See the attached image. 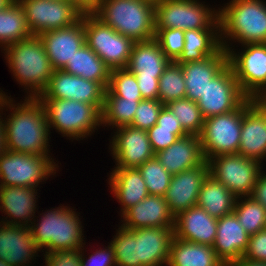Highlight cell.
<instances>
[{"label":"cell","instance_id":"obj_1","mask_svg":"<svg viewBox=\"0 0 266 266\" xmlns=\"http://www.w3.org/2000/svg\"><path fill=\"white\" fill-rule=\"evenodd\" d=\"M6 97L2 108L10 111L3 117L5 149L31 155H50L51 131L44 105L38 97L23 101ZM49 137V138H48Z\"/></svg>","mask_w":266,"mask_h":266},{"label":"cell","instance_id":"obj_2","mask_svg":"<svg viewBox=\"0 0 266 266\" xmlns=\"http://www.w3.org/2000/svg\"><path fill=\"white\" fill-rule=\"evenodd\" d=\"M218 9L220 40L226 51L235 48V42L266 43L265 0H231Z\"/></svg>","mask_w":266,"mask_h":266},{"label":"cell","instance_id":"obj_3","mask_svg":"<svg viewBox=\"0 0 266 266\" xmlns=\"http://www.w3.org/2000/svg\"><path fill=\"white\" fill-rule=\"evenodd\" d=\"M2 53L11 74L24 86L27 97H38L54 72L40 37L32 35L6 46Z\"/></svg>","mask_w":266,"mask_h":266},{"label":"cell","instance_id":"obj_4","mask_svg":"<svg viewBox=\"0 0 266 266\" xmlns=\"http://www.w3.org/2000/svg\"><path fill=\"white\" fill-rule=\"evenodd\" d=\"M59 206L41 213V218L35 217L29 226L40 252L76 250L86 245L84 226L80 215L74 211L77 209L68 205Z\"/></svg>","mask_w":266,"mask_h":266},{"label":"cell","instance_id":"obj_5","mask_svg":"<svg viewBox=\"0 0 266 266\" xmlns=\"http://www.w3.org/2000/svg\"><path fill=\"white\" fill-rule=\"evenodd\" d=\"M135 42L155 39V5L145 0H100L92 12Z\"/></svg>","mask_w":266,"mask_h":266},{"label":"cell","instance_id":"obj_6","mask_svg":"<svg viewBox=\"0 0 266 266\" xmlns=\"http://www.w3.org/2000/svg\"><path fill=\"white\" fill-rule=\"evenodd\" d=\"M44 105L49 128L67 139L83 140L101 125V112L92 104L66 99H39Z\"/></svg>","mask_w":266,"mask_h":266},{"label":"cell","instance_id":"obj_7","mask_svg":"<svg viewBox=\"0 0 266 266\" xmlns=\"http://www.w3.org/2000/svg\"><path fill=\"white\" fill-rule=\"evenodd\" d=\"M51 156L5 150L0 155V185L38 188L59 168Z\"/></svg>","mask_w":266,"mask_h":266},{"label":"cell","instance_id":"obj_8","mask_svg":"<svg viewBox=\"0 0 266 266\" xmlns=\"http://www.w3.org/2000/svg\"><path fill=\"white\" fill-rule=\"evenodd\" d=\"M203 3V4H202ZM199 0H163L155 5V28H220L219 9Z\"/></svg>","mask_w":266,"mask_h":266},{"label":"cell","instance_id":"obj_9","mask_svg":"<svg viewBox=\"0 0 266 266\" xmlns=\"http://www.w3.org/2000/svg\"><path fill=\"white\" fill-rule=\"evenodd\" d=\"M85 43L111 69L127 68L135 41L105 25L93 13H84Z\"/></svg>","mask_w":266,"mask_h":266},{"label":"cell","instance_id":"obj_10","mask_svg":"<svg viewBox=\"0 0 266 266\" xmlns=\"http://www.w3.org/2000/svg\"><path fill=\"white\" fill-rule=\"evenodd\" d=\"M242 104L231 112L204 119L199 135L205 161L238 153L241 136Z\"/></svg>","mask_w":266,"mask_h":266},{"label":"cell","instance_id":"obj_11","mask_svg":"<svg viewBox=\"0 0 266 266\" xmlns=\"http://www.w3.org/2000/svg\"><path fill=\"white\" fill-rule=\"evenodd\" d=\"M210 174L236 197L250 196L264 165L239 153L208 160Z\"/></svg>","mask_w":266,"mask_h":266},{"label":"cell","instance_id":"obj_12","mask_svg":"<svg viewBox=\"0 0 266 266\" xmlns=\"http://www.w3.org/2000/svg\"><path fill=\"white\" fill-rule=\"evenodd\" d=\"M24 10L32 35L67 28L78 22L82 14L69 0H17Z\"/></svg>","mask_w":266,"mask_h":266},{"label":"cell","instance_id":"obj_13","mask_svg":"<svg viewBox=\"0 0 266 266\" xmlns=\"http://www.w3.org/2000/svg\"><path fill=\"white\" fill-rule=\"evenodd\" d=\"M242 46L241 51L234 48L227 50L228 64L242 93L247 98L254 99L266 88V43Z\"/></svg>","mask_w":266,"mask_h":266},{"label":"cell","instance_id":"obj_14","mask_svg":"<svg viewBox=\"0 0 266 266\" xmlns=\"http://www.w3.org/2000/svg\"><path fill=\"white\" fill-rule=\"evenodd\" d=\"M246 99L228 64L208 83L197 104L206 119L236 110Z\"/></svg>","mask_w":266,"mask_h":266},{"label":"cell","instance_id":"obj_15","mask_svg":"<svg viewBox=\"0 0 266 266\" xmlns=\"http://www.w3.org/2000/svg\"><path fill=\"white\" fill-rule=\"evenodd\" d=\"M105 88L99 83L54 70L39 99H66L94 105L100 112L104 104Z\"/></svg>","mask_w":266,"mask_h":266},{"label":"cell","instance_id":"obj_16","mask_svg":"<svg viewBox=\"0 0 266 266\" xmlns=\"http://www.w3.org/2000/svg\"><path fill=\"white\" fill-rule=\"evenodd\" d=\"M109 149L115 159L114 168H138L155 157L147 131L126 125L115 128Z\"/></svg>","mask_w":266,"mask_h":266},{"label":"cell","instance_id":"obj_17","mask_svg":"<svg viewBox=\"0 0 266 266\" xmlns=\"http://www.w3.org/2000/svg\"><path fill=\"white\" fill-rule=\"evenodd\" d=\"M238 153L261 164L266 161V110L249 98L242 103Z\"/></svg>","mask_w":266,"mask_h":266},{"label":"cell","instance_id":"obj_18","mask_svg":"<svg viewBox=\"0 0 266 266\" xmlns=\"http://www.w3.org/2000/svg\"><path fill=\"white\" fill-rule=\"evenodd\" d=\"M210 174L208 161L195 168L174 174L164 195L174 217L190 207L197 206L198 194Z\"/></svg>","mask_w":266,"mask_h":266},{"label":"cell","instance_id":"obj_19","mask_svg":"<svg viewBox=\"0 0 266 266\" xmlns=\"http://www.w3.org/2000/svg\"><path fill=\"white\" fill-rule=\"evenodd\" d=\"M54 70H61L85 44L84 13L74 25L39 35Z\"/></svg>","mask_w":266,"mask_h":266},{"label":"cell","instance_id":"obj_20","mask_svg":"<svg viewBox=\"0 0 266 266\" xmlns=\"http://www.w3.org/2000/svg\"><path fill=\"white\" fill-rule=\"evenodd\" d=\"M36 243L29 226L0 221V259L11 266H31L38 257Z\"/></svg>","mask_w":266,"mask_h":266},{"label":"cell","instance_id":"obj_21","mask_svg":"<svg viewBox=\"0 0 266 266\" xmlns=\"http://www.w3.org/2000/svg\"><path fill=\"white\" fill-rule=\"evenodd\" d=\"M38 190L34 187L0 185V211L6 215L1 222L30 226L38 210Z\"/></svg>","mask_w":266,"mask_h":266},{"label":"cell","instance_id":"obj_22","mask_svg":"<svg viewBox=\"0 0 266 266\" xmlns=\"http://www.w3.org/2000/svg\"><path fill=\"white\" fill-rule=\"evenodd\" d=\"M138 241V259L142 266H167L174 227L129 229Z\"/></svg>","mask_w":266,"mask_h":266},{"label":"cell","instance_id":"obj_23","mask_svg":"<svg viewBox=\"0 0 266 266\" xmlns=\"http://www.w3.org/2000/svg\"><path fill=\"white\" fill-rule=\"evenodd\" d=\"M121 227L138 229L144 227H174V216L168 209L164 196L148 195L121 215Z\"/></svg>","mask_w":266,"mask_h":266},{"label":"cell","instance_id":"obj_24","mask_svg":"<svg viewBox=\"0 0 266 266\" xmlns=\"http://www.w3.org/2000/svg\"><path fill=\"white\" fill-rule=\"evenodd\" d=\"M216 233L217 219L198 206L174 218V236L182 240L213 246Z\"/></svg>","mask_w":266,"mask_h":266},{"label":"cell","instance_id":"obj_25","mask_svg":"<svg viewBox=\"0 0 266 266\" xmlns=\"http://www.w3.org/2000/svg\"><path fill=\"white\" fill-rule=\"evenodd\" d=\"M228 65L227 51L222 47L216 54L201 61L181 64L185 77L186 98L197 102L208 83Z\"/></svg>","mask_w":266,"mask_h":266},{"label":"cell","instance_id":"obj_26","mask_svg":"<svg viewBox=\"0 0 266 266\" xmlns=\"http://www.w3.org/2000/svg\"><path fill=\"white\" fill-rule=\"evenodd\" d=\"M249 235L234 213L217 219V233L213 244L216 256L223 263H231L243 257Z\"/></svg>","mask_w":266,"mask_h":266},{"label":"cell","instance_id":"obj_27","mask_svg":"<svg viewBox=\"0 0 266 266\" xmlns=\"http://www.w3.org/2000/svg\"><path fill=\"white\" fill-rule=\"evenodd\" d=\"M155 157L171 175L195 168L205 162L198 135L178 138L167 149L156 153Z\"/></svg>","mask_w":266,"mask_h":266},{"label":"cell","instance_id":"obj_28","mask_svg":"<svg viewBox=\"0 0 266 266\" xmlns=\"http://www.w3.org/2000/svg\"><path fill=\"white\" fill-rule=\"evenodd\" d=\"M108 183L110 190L121 205L119 214L135 206L146 198L149 193L146 183L138 168H113Z\"/></svg>","mask_w":266,"mask_h":266},{"label":"cell","instance_id":"obj_29","mask_svg":"<svg viewBox=\"0 0 266 266\" xmlns=\"http://www.w3.org/2000/svg\"><path fill=\"white\" fill-rule=\"evenodd\" d=\"M170 63L155 39L135 42L127 69L136 78H160Z\"/></svg>","mask_w":266,"mask_h":266},{"label":"cell","instance_id":"obj_30","mask_svg":"<svg viewBox=\"0 0 266 266\" xmlns=\"http://www.w3.org/2000/svg\"><path fill=\"white\" fill-rule=\"evenodd\" d=\"M221 48L220 28L186 30L183 51L175 62L181 65L201 61L216 54Z\"/></svg>","mask_w":266,"mask_h":266},{"label":"cell","instance_id":"obj_31","mask_svg":"<svg viewBox=\"0 0 266 266\" xmlns=\"http://www.w3.org/2000/svg\"><path fill=\"white\" fill-rule=\"evenodd\" d=\"M212 246L182 240L174 236L167 266H220Z\"/></svg>","mask_w":266,"mask_h":266},{"label":"cell","instance_id":"obj_32","mask_svg":"<svg viewBox=\"0 0 266 266\" xmlns=\"http://www.w3.org/2000/svg\"><path fill=\"white\" fill-rule=\"evenodd\" d=\"M61 70L86 80L99 82L105 89L108 88L111 69L86 43L75 52Z\"/></svg>","mask_w":266,"mask_h":266},{"label":"cell","instance_id":"obj_33","mask_svg":"<svg viewBox=\"0 0 266 266\" xmlns=\"http://www.w3.org/2000/svg\"><path fill=\"white\" fill-rule=\"evenodd\" d=\"M237 197L228 188L209 174L198 194L197 206L219 219L233 213Z\"/></svg>","mask_w":266,"mask_h":266},{"label":"cell","instance_id":"obj_34","mask_svg":"<svg viewBox=\"0 0 266 266\" xmlns=\"http://www.w3.org/2000/svg\"><path fill=\"white\" fill-rule=\"evenodd\" d=\"M32 36L26 22L23 8L17 0H11L0 11V48L1 52L13 43Z\"/></svg>","mask_w":266,"mask_h":266},{"label":"cell","instance_id":"obj_35","mask_svg":"<svg viewBox=\"0 0 266 266\" xmlns=\"http://www.w3.org/2000/svg\"><path fill=\"white\" fill-rule=\"evenodd\" d=\"M143 99H125L115 96L108 88L105 90L101 111V125L118 128L130 125L139 102Z\"/></svg>","mask_w":266,"mask_h":266},{"label":"cell","instance_id":"obj_36","mask_svg":"<svg viewBox=\"0 0 266 266\" xmlns=\"http://www.w3.org/2000/svg\"><path fill=\"white\" fill-rule=\"evenodd\" d=\"M233 213L249 236L265 229L266 208L252 197H237Z\"/></svg>","mask_w":266,"mask_h":266},{"label":"cell","instance_id":"obj_37","mask_svg":"<svg viewBox=\"0 0 266 266\" xmlns=\"http://www.w3.org/2000/svg\"><path fill=\"white\" fill-rule=\"evenodd\" d=\"M159 101L166 105L186 97L185 77L181 65L170 61L159 78Z\"/></svg>","mask_w":266,"mask_h":266},{"label":"cell","instance_id":"obj_38","mask_svg":"<svg viewBox=\"0 0 266 266\" xmlns=\"http://www.w3.org/2000/svg\"><path fill=\"white\" fill-rule=\"evenodd\" d=\"M166 106L178 118L181 126L188 135H200L204 124V117L197 102L188 98L171 101Z\"/></svg>","mask_w":266,"mask_h":266},{"label":"cell","instance_id":"obj_39","mask_svg":"<svg viewBox=\"0 0 266 266\" xmlns=\"http://www.w3.org/2000/svg\"><path fill=\"white\" fill-rule=\"evenodd\" d=\"M116 235L110 241L114 249L116 266H142L138 259V241L129 230L118 226Z\"/></svg>","mask_w":266,"mask_h":266},{"label":"cell","instance_id":"obj_40","mask_svg":"<svg viewBox=\"0 0 266 266\" xmlns=\"http://www.w3.org/2000/svg\"><path fill=\"white\" fill-rule=\"evenodd\" d=\"M146 183L149 195L164 196L172 175L161 165L156 157L138 167Z\"/></svg>","mask_w":266,"mask_h":266},{"label":"cell","instance_id":"obj_41","mask_svg":"<svg viewBox=\"0 0 266 266\" xmlns=\"http://www.w3.org/2000/svg\"><path fill=\"white\" fill-rule=\"evenodd\" d=\"M108 89L117 97L143 99L135 74L127 68L111 70Z\"/></svg>","mask_w":266,"mask_h":266},{"label":"cell","instance_id":"obj_42","mask_svg":"<svg viewBox=\"0 0 266 266\" xmlns=\"http://www.w3.org/2000/svg\"><path fill=\"white\" fill-rule=\"evenodd\" d=\"M155 40L166 57L175 62L184 48V31L181 29L155 28Z\"/></svg>","mask_w":266,"mask_h":266},{"label":"cell","instance_id":"obj_43","mask_svg":"<svg viewBox=\"0 0 266 266\" xmlns=\"http://www.w3.org/2000/svg\"><path fill=\"white\" fill-rule=\"evenodd\" d=\"M164 104L159 100L143 99L139 102L132 123V127L149 130L157 123V119Z\"/></svg>","mask_w":266,"mask_h":266},{"label":"cell","instance_id":"obj_44","mask_svg":"<svg viewBox=\"0 0 266 266\" xmlns=\"http://www.w3.org/2000/svg\"><path fill=\"white\" fill-rule=\"evenodd\" d=\"M147 135L152 149L156 154L161 150L167 149L178 138H182L188 134L184 131V129L160 128L159 125L155 124L149 130H147Z\"/></svg>","mask_w":266,"mask_h":266},{"label":"cell","instance_id":"obj_45","mask_svg":"<svg viewBox=\"0 0 266 266\" xmlns=\"http://www.w3.org/2000/svg\"><path fill=\"white\" fill-rule=\"evenodd\" d=\"M85 245L81 248V266H116L114 249L109 243L100 247L87 257L84 255Z\"/></svg>","mask_w":266,"mask_h":266},{"label":"cell","instance_id":"obj_46","mask_svg":"<svg viewBox=\"0 0 266 266\" xmlns=\"http://www.w3.org/2000/svg\"><path fill=\"white\" fill-rule=\"evenodd\" d=\"M42 255L45 258V266H81V249L48 252Z\"/></svg>","mask_w":266,"mask_h":266},{"label":"cell","instance_id":"obj_47","mask_svg":"<svg viewBox=\"0 0 266 266\" xmlns=\"http://www.w3.org/2000/svg\"><path fill=\"white\" fill-rule=\"evenodd\" d=\"M243 258L250 261L266 263V229L249 236L248 247Z\"/></svg>","mask_w":266,"mask_h":266},{"label":"cell","instance_id":"obj_48","mask_svg":"<svg viewBox=\"0 0 266 266\" xmlns=\"http://www.w3.org/2000/svg\"><path fill=\"white\" fill-rule=\"evenodd\" d=\"M143 99H159V78H136Z\"/></svg>","mask_w":266,"mask_h":266},{"label":"cell","instance_id":"obj_49","mask_svg":"<svg viewBox=\"0 0 266 266\" xmlns=\"http://www.w3.org/2000/svg\"><path fill=\"white\" fill-rule=\"evenodd\" d=\"M156 124L159 125L160 128L183 129L178 118L166 105H164L160 111Z\"/></svg>","mask_w":266,"mask_h":266},{"label":"cell","instance_id":"obj_50","mask_svg":"<svg viewBox=\"0 0 266 266\" xmlns=\"http://www.w3.org/2000/svg\"><path fill=\"white\" fill-rule=\"evenodd\" d=\"M254 200L266 208V172L262 171L250 195Z\"/></svg>","mask_w":266,"mask_h":266},{"label":"cell","instance_id":"obj_51","mask_svg":"<svg viewBox=\"0 0 266 266\" xmlns=\"http://www.w3.org/2000/svg\"><path fill=\"white\" fill-rule=\"evenodd\" d=\"M84 13H92L100 3V0H69Z\"/></svg>","mask_w":266,"mask_h":266},{"label":"cell","instance_id":"obj_52","mask_svg":"<svg viewBox=\"0 0 266 266\" xmlns=\"http://www.w3.org/2000/svg\"><path fill=\"white\" fill-rule=\"evenodd\" d=\"M228 266H266V263L250 261L242 257L239 260L229 263Z\"/></svg>","mask_w":266,"mask_h":266},{"label":"cell","instance_id":"obj_53","mask_svg":"<svg viewBox=\"0 0 266 266\" xmlns=\"http://www.w3.org/2000/svg\"><path fill=\"white\" fill-rule=\"evenodd\" d=\"M3 110H4L3 108L0 109V155L6 150L5 149L4 125H3V118H2L4 115Z\"/></svg>","mask_w":266,"mask_h":266},{"label":"cell","instance_id":"obj_54","mask_svg":"<svg viewBox=\"0 0 266 266\" xmlns=\"http://www.w3.org/2000/svg\"><path fill=\"white\" fill-rule=\"evenodd\" d=\"M263 110H266V88L253 99Z\"/></svg>","mask_w":266,"mask_h":266},{"label":"cell","instance_id":"obj_55","mask_svg":"<svg viewBox=\"0 0 266 266\" xmlns=\"http://www.w3.org/2000/svg\"><path fill=\"white\" fill-rule=\"evenodd\" d=\"M6 97H8V94L6 95L3 90H0V109L2 108L3 102L5 101Z\"/></svg>","mask_w":266,"mask_h":266},{"label":"cell","instance_id":"obj_56","mask_svg":"<svg viewBox=\"0 0 266 266\" xmlns=\"http://www.w3.org/2000/svg\"><path fill=\"white\" fill-rule=\"evenodd\" d=\"M11 0H0V11L10 2Z\"/></svg>","mask_w":266,"mask_h":266},{"label":"cell","instance_id":"obj_57","mask_svg":"<svg viewBox=\"0 0 266 266\" xmlns=\"http://www.w3.org/2000/svg\"><path fill=\"white\" fill-rule=\"evenodd\" d=\"M145 1L150 2V3H152L153 5H156V4H158L159 2H161V1H163V0H145Z\"/></svg>","mask_w":266,"mask_h":266},{"label":"cell","instance_id":"obj_58","mask_svg":"<svg viewBox=\"0 0 266 266\" xmlns=\"http://www.w3.org/2000/svg\"><path fill=\"white\" fill-rule=\"evenodd\" d=\"M0 266H11L6 261L0 259Z\"/></svg>","mask_w":266,"mask_h":266},{"label":"cell","instance_id":"obj_59","mask_svg":"<svg viewBox=\"0 0 266 266\" xmlns=\"http://www.w3.org/2000/svg\"><path fill=\"white\" fill-rule=\"evenodd\" d=\"M220 266H228L227 263H222Z\"/></svg>","mask_w":266,"mask_h":266}]
</instances>
